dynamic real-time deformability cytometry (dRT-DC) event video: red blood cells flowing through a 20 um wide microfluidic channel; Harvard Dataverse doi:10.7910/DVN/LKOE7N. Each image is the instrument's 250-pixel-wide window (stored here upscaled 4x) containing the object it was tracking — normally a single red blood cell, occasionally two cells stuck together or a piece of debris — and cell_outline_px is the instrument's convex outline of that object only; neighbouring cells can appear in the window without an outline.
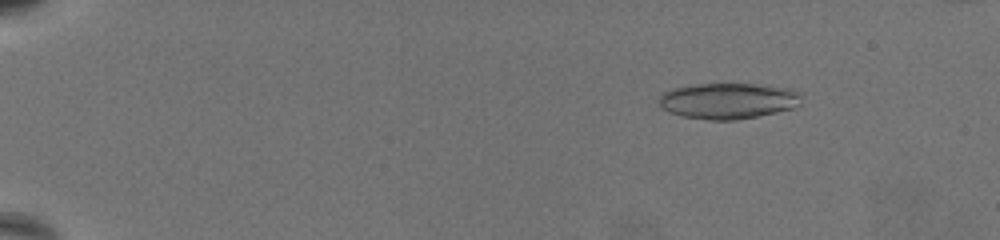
{"species": "common noctule bat (a hibernating species)", "species_latin": "Nyctalus noctula", "temperature_condition": "warm", "stored_images_in_passage": 68, "camera_frame_rate_fps": 3000, "um_per_image_px": 0.085, "animal": {"sex": "female", "body_mass_g": 19.5, "forearm_length_mm": 54.1}, "frame": {"image": 1, "passage_image": 11, "time_ms": 3.333, "image_size_px": [1000, 240], "cell_outline_px": [[800, 104], [792, 108], [756, 116], [736, 120], [708, 120], [684, 116], [668, 112], [656, 100], [664, 92], [672, 88], [692, 84], [756, 84], [792, 88], [800, 92]], "centroid_in_image_um": [61.88, 8.56], "position_along_channel_um": 23.1, "area_um2": 29.82}}
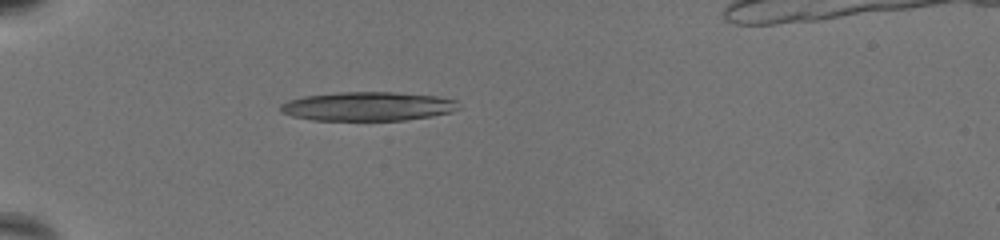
{"frame": {"image": 2, "passage_image": 24, "time_ms": 7.667, "image_size_px": [1000, 240], "cell_outline_px": [[460, 108], [452, 112], [432, 116], [404, 120], [312, 120], [292, 116], [280, 112], [280, 104], [288, 100], [304, 96], [340, 92], [392, 92], [436, 96], [456, 100]], "centroid_in_image_um": [31.25, 9.04], "position_along_channel_um": 53.7, "area_um2": 30.11}, "authors_computed_cell_mechanics": {"area_um2": 29.2757, "velocity_mm_per_s": 3.2079, "shape_relaxation_time_tau1_ms": 1.8011, "shape_relaxation_time_tau2_ms": 5.4819, "deformation_change_tau1": 0.2949, "deformation_change_tau2": 0.1335}}